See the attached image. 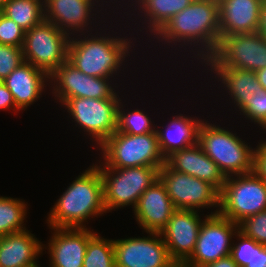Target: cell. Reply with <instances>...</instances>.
Returning a JSON list of instances; mask_svg holds the SVG:
<instances>
[{
    "mask_svg": "<svg viewBox=\"0 0 266 267\" xmlns=\"http://www.w3.org/2000/svg\"><path fill=\"white\" fill-rule=\"evenodd\" d=\"M219 30L218 0H194L174 15L153 38L157 43L163 44L164 41V45H172L171 48L178 43L179 48L185 47L184 52L190 49L188 52L194 54L191 57L203 66L219 44Z\"/></svg>",
    "mask_w": 266,
    "mask_h": 267,
    "instance_id": "6da1fadb",
    "label": "cell"
},
{
    "mask_svg": "<svg viewBox=\"0 0 266 267\" xmlns=\"http://www.w3.org/2000/svg\"><path fill=\"white\" fill-rule=\"evenodd\" d=\"M94 27L97 31L95 35L81 33L75 34L78 35L76 37H70L67 61L86 75L115 79L114 77L123 71L121 66L126 68L125 63L128 60L125 58L130 56V49L132 45L134 48L136 42L127 36L121 38L122 35L113 34L111 37L110 34H106L107 31L101 32L97 30L96 25Z\"/></svg>",
    "mask_w": 266,
    "mask_h": 267,
    "instance_id": "7a4b0ae2",
    "label": "cell"
},
{
    "mask_svg": "<svg viewBox=\"0 0 266 267\" xmlns=\"http://www.w3.org/2000/svg\"><path fill=\"white\" fill-rule=\"evenodd\" d=\"M104 213L107 212L103 202V182L98 166L93 163L60 195L46 222L49 228H84L90 217Z\"/></svg>",
    "mask_w": 266,
    "mask_h": 267,
    "instance_id": "3957f363",
    "label": "cell"
},
{
    "mask_svg": "<svg viewBox=\"0 0 266 267\" xmlns=\"http://www.w3.org/2000/svg\"><path fill=\"white\" fill-rule=\"evenodd\" d=\"M203 119L197 143L225 177L253 171L254 149L228 128ZM226 128V129H225Z\"/></svg>",
    "mask_w": 266,
    "mask_h": 267,
    "instance_id": "277c9868",
    "label": "cell"
},
{
    "mask_svg": "<svg viewBox=\"0 0 266 267\" xmlns=\"http://www.w3.org/2000/svg\"><path fill=\"white\" fill-rule=\"evenodd\" d=\"M102 161L98 167H156L165 164L156 132L131 135L115 131L101 146Z\"/></svg>",
    "mask_w": 266,
    "mask_h": 267,
    "instance_id": "5b68a950",
    "label": "cell"
},
{
    "mask_svg": "<svg viewBox=\"0 0 266 267\" xmlns=\"http://www.w3.org/2000/svg\"><path fill=\"white\" fill-rule=\"evenodd\" d=\"M266 210V182L254 171L226 177L219 195V212L239 224Z\"/></svg>",
    "mask_w": 266,
    "mask_h": 267,
    "instance_id": "8992f818",
    "label": "cell"
},
{
    "mask_svg": "<svg viewBox=\"0 0 266 267\" xmlns=\"http://www.w3.org/2000/svg\"><path fill=\"white\" fill-rule=\"evenodd\" d=\"M98 168L106 212L130 205L134 209L143 192L159 179L156 167Z\"/></svg>",
    "mask_w": 266,
    "mask_h": 267,
    "instance_id": "52a82bcc",
    "label": "cell"
},
{
    "mask_svg": "<svg viewBox=\"0 0 266 267\" xmlns=\"http://www.w3.org/2000/svg\"><path fill=\"white\" fill-rule=\"evenodd\" d=\"M70 35L47 20L25 32L22 47L24 61L49 76L67 61Z\"/></svg>",
    "mask_w": 266,
    "mask_h": 267,
    "instance_id": "ba28073f",
    "label": "cell"
},
{
    "mask_svg": "<svg viewBox=\"0 0 266 267\" xmlns=\"http://www.w3.org/2000/svg\"><path fill=\"white\" fill-rule=\"evenodd\" d=\"M209 68H235L257 72L266 68V39L259 33L223 36L204 62Z\"/></svg>",
    "mask_w": 266,
    "mask_h": 267,
    "instance_id": "9c48e42d",
    "label": "cell"
},
{
    "mask_svg": "<svg viewBox=\"0 0 266 267\" xmlns=\"http://www.w3.org/2000/svg\"><path fill=\"white\" fill-rule=\"evenodd\" d=\"M121 98H68L62 106L71 119L97 146H101L116 130L118 104Z\"/></svg>",
    "mask_w": 266,
    "mask_h": 267,
    "instance_id": "30bf717a",
    "label": "cell"
},
{
    "mask_svg": "<svg viewBox=\"0 0 266 267\" xmlns=\"http://www.w3.org/2000/svg\"><path fill=\"white\" fill-rule=\"evenodd\" d=\"M159 179L176 209L199 211L215 206L217 209L209 215L218 214L220 191L211 183L176 172L166 164L159 169Z\"/></svg>",
    "mask_w": 266,
    "mask_h": 267,
    "instance_id": "8fae6325",
    "label": "cell"
},
{
    "mask_svg": "<svg viewBox=\"0 0 266 267\" xmlns=\"http://www.w3.org/2000/svg\"><path fill=\"white\" fill-rule=\"evenodd\" d=\"M112 82L114 83V79L86 75L68 61L49 76L53 96L61 104L68 98H120V92L116 93L115 89L118 86L111 84Z\"/></svg>",
    "mask_w": 266,
    "mask_h": 267,
    "instance_id": "7c38bea8",
    "label": "cell"
},
{
    "mask_svg": "<svg viewBox=\"0 0 266 267\" xmlns=\"http://www.w3.org/2000/svg\"><path fill=\"white\" fill-rule=\"evenodd\" d=\"M238 224L219 214L207 215L203 219L196 246L191 257L183 264L185 267H204L220 258L231 255L232 241Z\"/></svg>",
    "mask_w": 266,
    "mask_h": 267,
    "instance_id": "4fadbf2b",
    "label": "cell"
},
{
    "mask_svg": "<svg viewBox=\"0 0 266 267\" xmlns=\"http://www.w3.org/2000/svg\"><path fill=\"white\" fill-rule=\"evenodd\" d=\"M113 240L116 267H174L160 233Z\"/></svg>",
    "mask_w": 266,
    "mask_h": 267,
    "instance_id": "5bb4252c",
    "label": "cell"
},
{
    "mask_svg": "<svg viewBox=\"0 0 266 267\" xmlns=\"http://www.w3.org/2000/svg\"><path fill=\"white\" fill-rule=\"evenodd\" d=\"M104 4L106 3H101L100 0H44V19L70 36L75 33H92L94 31L92 23L93 26L97 23L95 19L98 16L97 19H101L99 23L107 22L104 18L103 20L100 18V14L103 13L101 11L104 6L106 7Z\"/></svg>",
    "mask_w": 266,
    "mask_h": 267,
    "instance_id": "9a60e30c",
    "label": "cell"
},
{
    "mask_svg": "<svg viewBox=\"0 0 266 267\" xmlns=\"http://www.w3.org/2000/svg\"><path fill=\"white\" fill-rule=\"evenodd\" d=\"M199 211L176 209L160 232L170 257L183 265L193 254L203 220Z\"/></svg>",
    "mask_w": 266,
    "mask_h": 267,
    "instance_id": "2e32d148",
    "label": "cell"
},
{
    "mask_svg": "<svg viewBox=\"0 0 266 267\" xmlns=\"http://www.w3.org/2000/svg\"><path fill=\"white\" fill-rule=\"evenodd\" d=\"M50 229L53 235L46 246L50 267H83L88 241L96 232L87 227Z\"/></svg>",
    "mask_w": 266,
    "mask_h": 267,
    "instance_id": "e0dca14e",
    "label": "cell"
},
{
    "mask_svg": "<svg viewBox=\"0 0 266 267\" xmlns=\"http://www.w3.org/2000/svg\"><path fill=\"white\" fill-rule=\"evenodd\" d=\"M176 210L160 179L148 187L133 209L135 220L144 231L160 233Z\"/></svg>",
    "mask_w": 266,
    "mask_h": 267,
    "instance_id": "ac0fdd59",
    "label": "cell"
},
{
    "mask_svg": "<svg viewBox=\"0 0 266 267\" xmlns=\"http://www.w3.org/2000/svg\"><path fill=\"white\" fill-rule=\"evenodd\" d=\"M165 164L176 172L207 181L219 191L224 186L226 177L218 165L202 151L198 143L172 152L165 158Z\"/></svg>",
    "mask_w": 266,
    "mask_h": 267,
    "instance_id": "d6986e66",
    "label": "cell"
},
{
    "mask_svg": "<svg viewBox=\"0 0 266 267\" xmlns=\"http://www.w3.org/2000/svg\"><path fill=\"white\" fill-rule=\"evenodd\" d=\"M264 0H218L220 38L256 33Z\"/></svg>",
    "mask_w": 266,
    "mask_h": 267,
    "instance_id": "ffe728a7",
    "label": "cell"
},
{
    "mask_svg": "<svg viewBox=\"0 0 266 267\" xmlns=\"http://www.w3.org/2000/svg\"><path fill=\"white\" fill-rule=\"evenodd\" d=\"M11 92L15 106L21 111L38 101L49 82V75L34 67L31 63L23 62L14 69L4 80ZM46 82V83H45ZM46 85V86H45Z\"/></svg>",
    "mask_w": 266,
    "mask_h": 267,
    "instance_id": "44dd1931",
    "label": "cell"
},
{
    "mask_svg": "<svg viewBox=\"0 0 266 267\" xmlns=\"http://www.w3.org/2000/svg\"><path fill=\"white\" fill-rule=\"evenodd\" d=\"M44 244L29 230L0 236V267H28L38 264Z\"/></svg>",
    "mask_w": 266,
    "mask_h": 267,
    "instance_id": "7402d4cb",
    "label": "cell"
},
{
    "mask_svg": "<svg viewBox=\"0 0 266 267\" xmlns=\"http://www.w3.org/2000/svg\"><path fill=\"white\" fill-rule=\"evenodd\" d=\"M193 1L194 0H131L130 4V0H128L127 3L124 2L122 4H125L128 8L135 6L134 9L133 7L131 8L127 16L135 15L134 13H137L138 10L137 18L139 19L141 17L140 22L142 20V25L145 24L147 26H144L145 28L142 26L140 32L145 29V32L149 31L150 33H145V35L148 34L151 36L153 34L152 36L154 37L174 15L187 8ZM131 11L134 13L130 14Z\"/></svg>",
    "mask_w": 266,
    "mask_h": 267,
    "instance_id": "603a6c76",
    "label": "cell"
},
{
    "mask_svg": "<svg viewBox=\"0 0 266 267\" xmlns=\"http://www.w3.org/2000/svg\"><path fill=\"white\" fill-rule=\"evenodd\" d=\"M173 119H169L170 123L164 128L156 127L159 148L166 158L172 152L185 149L197 143L198 129L202 123V119L198 117L184 116L183 114L174 115Z\"/></svg>",
    "mask_w": 266,
    "mask_h": 267,
    "instance_id": "cb8c5ba5",
    "label": "cell"
},
{
    "mask_svg": "<svg viewBox=\"0 0 266 267\" xmlns=\"http://www.w3.org/2000/svg\"><path fill=\"white\" fill-rule=\"evenodd\" d=\"M206 73L210 72L215 76L218 82H221L220 87H224L233 103L241 111L246 105L250 96H253L261 90V84L258 82L256 73L254 71L235 69V68H208L205 66ZM215 71V72H214Z\"/></svg>",
    "mask_w": 266,
    "mask_h": 267,
    "instance_id": "d4e9b609",
    "label": "cell"
},
{
    "mask_svg": "<svg viewBox=\"0 0 266 267\" xmlns=\"http://www.w3.org/2000/svg\"><path fill=\"white\" fill-rule=\"evenodd\" d=\"M0 12L26 32L44 20V0H8Z\"/></svg>",
    "mask_w": 266,
    "mask_h": 267,
    "instance_id": "484cf974",
    "label": "cell"
},
{
    "mask_svg": "<svg viewBox=\"0 0 266 267\" xmlns=\"http://www.w3.org/2000/svg\"><path fill=\"white\" fill-rule=\"evenodd\" d=\"M22 200L0 196V236L27 230L23 223L28 206Z\"/></svg>",
    "mask_w": 266,
    "mask_h": 267,
    "instance_id": "4316f807",
    "label": "cell"
},
{
    "mask_svg": "<svg viewBox=\"0 0 266 267\" xmlns=\"http://www.w3.org/2000/svg\"><path fill=\"white\" fill-rule=\"evenodd\" d=\"M118 104V117H117V132L131 134V135H143L147 133L156 132L157 124L152 118H150L145 111L140 109H124L126 104L121 102ZM127 110V111H126ZM126 112V113H125ZM153 121V122H152Z\"/></svg>",
    "mask_w": 266,
    "mask_h": 267,
    "instance_id": "83f0119b",
    "label": "cell"
},
{
    "mask_svg": "<svg viewBox=\"0 0 266 267\" xmlns=\"http://www.w3.org/2000/svg\"><path fill=\"white\" fill-rule=\"evenodd\" d=\"M83 267H116L113 240L96 233L88 241Z\"/></svg>",
    "mask_w": 266,
    "mask_h": 267,
    "instance_id": "f1b7e54d",
    "label": "cell"
},
{
    "mask_svg": "<svg viewBox=\"0 0 266 267\" xmlns=\"http://www.w3.org/2000/svg\"><path fill=\"white\" fill-rule=\"evenodd\" d=\"M239 115H243L246 120L258 124L261 130L266 132V90L262 89L250 96L247 105L240 111Z\"/></svg>",
    "mask_w": 266,
    "mask_h": 267,
    "instance_id": "f546056e",
    "label": "cell"
},
{
    "mask_svg": "<svg viewBox=\"0 0 266 267\" xmlns=\"http://www.w3.org/2000/svg\"><path fill=\"white\" fill-rule=\"evenodd\" d=\"M237 244L233 243L231 256L238 267H254L255 246L258 244L252 238L245 236L239 230L236 233Z\"/></svg>",
    "mask_w": 266,
    "mask_h": 267,
    "instance_id": "4dcf8cb0",
    "label": "cell"
},
{
    "mask_svg": "<svg viewBox=\"0 0 266 267\" xmlns=\"http://www.w3.org/2000/svg\"><path fill=\"white\" fill-rule=\"evenodd\" d=\"M238 228L245 236L266 246V210L244 219Z\"/></svg>",
    "mask_w": 266,
    "mask_h": 267,
    "instance_id": "1f68e13d",
    "label": "cell"
},
{
    "mask_svg": "<svg viewBox=\"0 0 266 267\" xmlns=\"http://www.w3.org/2000/svg\"><path fill=\"white\" fill-rule=\"evenodd\" d=\"M24 61L22 47L0 43V81H3L14 69Z\"/></svg>",
    "mask_w": 266,
    "mask_h": 267,
    "instance_id": "d6a6232c",
    "label": "cell"
},
{
    "mask_svg": "<svg viewBox=\"0 0 266 267\" xmlns=\"http://www.w3.org/2000/svg\"><path fill=\"white\" fill-rule=\"evenodd\" d=\"M25 31L0 12V43L23 47Z\"/></svg>",
    "mask_w": 266,
    "mask_h": 267,
    "instance_id": "836d02e7",
    "label": "cell"
},
{
    "mask_svg": "<svg viewBox=\"0 0 266 267\" xmlns=\"http://www.w3.org/2000/svg\"><path fill=\"white\" fill-rule=\"evenodd\" d=\"M253 171L266 182V141L264 140L254 148Z\"/></svg>",
    "mask_w": 266,
    "mask_h": 267,
    "instance_id": "e575fe53",
    "label": "cell"
},
{
    "mask_svg": "<svg viewBox=\"0 0 266 267\" xmlns=\"http://www.w3.org/2000/svg\"><path fill=\"white\" fill-rule=\"evenodd\" d=\"M13 108V109H12ZM20 111L16 106L11 92L8 90L3 81H0V110Z\"/></svg>",
    "mask_w": 266,
    "mask_h": 267,
    "instance_id": "d590c367",
    "label": "cell"
},
{
    "mask_svg": "<svg viewBox=\"0 0 266 267\" xmlns=\"http://www.w3.org/2000/svg\"><path fill=\"white\" fill-rule=\"evenodd\" d=\"M266 266V246L257 244L255 246V259L254 267H265Z\"/></svg>",
    "mask_w": 266,
    "mask_h": 267,
    "instance_id": "8d00e7d4",
    "label": "cell"
},
{
    "mask_svg": "<svg viewBox=\"0 0 266 267\" xmlns=\"http://www.w3.org/2000/svg\"><path fill=\"white\" fill-rule=\"evenodd\" d=\"M256 32L266 39V0H264L260 10L259 23Z\"/></svg>",
    "mask_w": 266,
    "mask_h": 267,
    "instance_id": "74e56055",
    "label": "cell"
},
{
    "mask_svg": "<svg viewBox=\"0 0 266 267\" xmlns=\"http://www.w3.org/2000/svg\"><path fill=\"white\" fill-rule=\"evenodd\" d=\"M204 267H238L231 255L220 258L219 260L207 264Z\"/></svg>",
    "mask_w": 266,
    "mask_h": 267,
    "instance_id": "f35d334b",
    "label": "cell"
},
{
    "mask_svg": "<svg viewBox=\"0 0 266 267\" xmlns=\"http://www.w3.org/2000/svg\"><path fill=\"white\" fill-rule=\"evenodd\" d=\"M256 73L258 82L261 84V88L266 90V68L258 70Z\"/></svg>",
    "mask_w": 266,
    "mask_h": 267,
    "instance_id": "ab89813d",
    "label": "cell"
},
{
    "mask_svg": "<svg viewBox=\"0 0 266 267\" xmlns=\"http://www.w3.org/2000/svg\"><path fill=\"white\" fill-rule=\"evenodd\" d=\"M8 0H0V10L4 7L5 3L7 2Z\"/></svg>",
    "mask_w": 266,
    "mask_h": 267,
    "instance_id": "60d3db41",
    "label": "cell"
},
{
    "mask_svg": "<svg viewBox=\"0 0 266 267\" xmlns=\"http://www.w3.org/2000/svg\"><path fill=\"white\" fill-rule=\"evenodd\" d=\"M109 1H111V2H109ZM109 1H107V0L106 1L101 0V3H103V2H105V3H112V4L114 3V5L116 6V1L115 0H114V2L112 0H109Z\"/></svg>",
    "mask_w": 266,
    "mask_h": 267,
    "instance_id": "b9f144b4",
    "label": "cell"
},
{
    "mask_svg": "<svg viewBox=\"0 0 266 267\" xmlns=\"http://www.w3.org/2000/svg\"><path fill=\"white\" fill-rule=\"evenodd\" d=\"M28 267H40L39 264H34V265H31V266H28Z\"/></svg>",
    "mask_w": 266,
    "mask_h": 267,
    "instance_id": "7bdbcfd3",
    "label": "cell"
},
{
    "mask_svg": "<svg viewBox=\"0 0 266 267\" xmlns=\"http://www.w3.org/2000/svg\"><path fill=\"white\" fill-rule=\"evenodd\" d=\"M174 267H185V266L176 264Z\"/></svg>",
    "mask_w": 266,
    "mask_h": 267,
    "instance_id": "ee69618b",
    "label": "cell"
},
{
    "mask_svg": "<svg viewBox=\"0 0 266 267\" xmlns=\"http://www.w3.org/2000/svg\"><path fill=\"white\" fill-rule=\"evenodd\" d=\"M113 1H114V0H113ZM115 1L118 2V4H119V3H121L123 0H122V1H120V0H119V1H118V0H115ZM124 1H125V0H124Z\"/></svg>",
    "mask_w": 266,
    "mask_h": 267,
    "instance_id": "f6af8a7d",
    "label": "cell"
}]
</instances>
